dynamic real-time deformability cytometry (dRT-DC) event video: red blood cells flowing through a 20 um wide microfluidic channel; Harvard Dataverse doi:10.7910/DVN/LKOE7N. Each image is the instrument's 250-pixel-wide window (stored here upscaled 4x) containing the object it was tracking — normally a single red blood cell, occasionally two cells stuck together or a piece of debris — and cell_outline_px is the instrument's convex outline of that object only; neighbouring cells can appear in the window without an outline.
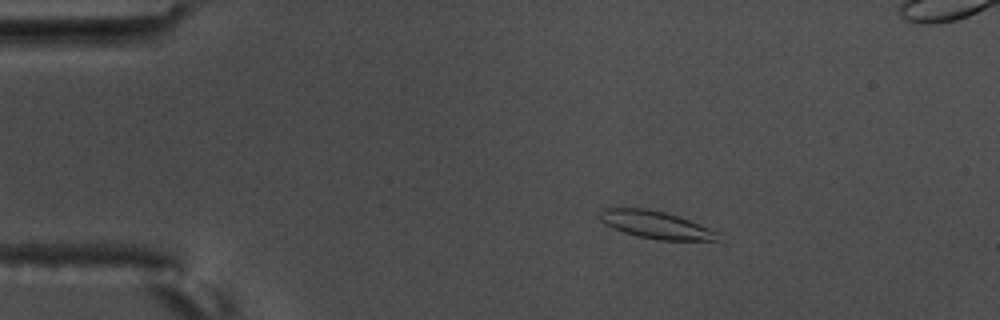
{"species": "common noctule bat (a hibernating species)", "species_latin": "Nyctalus noctula", "temperature_condition": "warm", "stored_images_in_passage": 5, "camera_frame_rate_fps": 3000, "um_per_image_px": 0.085, "animal": {"sex": "male", "body_mass_g": 17.5, "forearm_length_mm": 52.3}, "frame": {"image": 1, "passage_image": 2, "time_ms": 0.333, "image_size_px": [1000, 320], "cell_outline_px": [[720, 232], [716, 240], [660, 240], [636, 236], [624, 232], [604, 224], [596, 216], [604, 208], [648, 208], [664, 212], [688, 220]], "centroid_in_image_um": [55.68, 19.1], "position_along_channel_um": 29.3, "area_um2": 18.79}}